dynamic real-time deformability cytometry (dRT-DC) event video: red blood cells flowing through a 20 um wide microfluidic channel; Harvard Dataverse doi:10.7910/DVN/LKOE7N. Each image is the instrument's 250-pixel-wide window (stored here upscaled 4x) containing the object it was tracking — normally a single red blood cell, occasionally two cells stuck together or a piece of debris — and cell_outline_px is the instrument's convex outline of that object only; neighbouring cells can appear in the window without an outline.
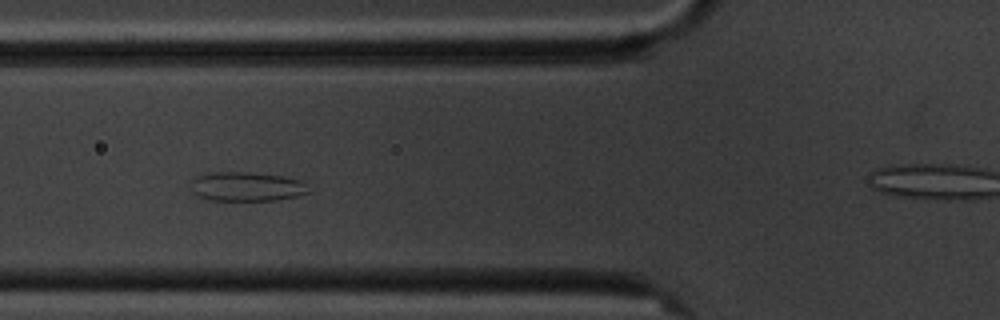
{"species": "common noctule bat (a hibernating species)", "species_latin": "Nyctalus noctula", "temperature_condition": "cold", "stored_images_in_passage": 10, "segment_of_instrument_passage": [1, 2], "camera_frame_rate_fps": 3000, "um_per_image_px": 0.085, "animal": {"sex": "male", "body_mass_g": 20.1, "forearm_length_mm": 53.5}, "frame": {"image": 1, "passage_image": 5, "time_ms": 5.333, "image_size_px": [1000, 320], "cell_outline_px": [[308, 192], [296, 196], [276, 200], [208, 200], [192, 192], [192, 180], [196, 176], [212, 172], [252, 172], [280, 176], [304, 180]], "centroid_in_image_um": [20.95, 15.85], "position_along_channel_um": 104.8, "area_um2": 19.94}}
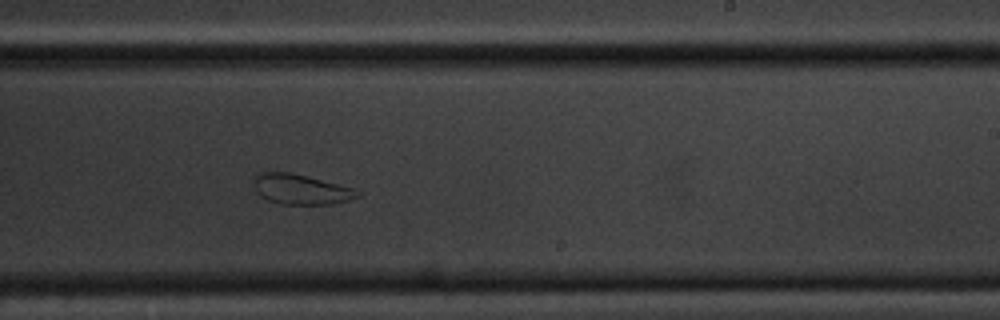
{"frame": {"image": 2, "passage_image": 9, "time_ms": 10.0, "image_size_px": [1000, 320], "cell_outline_px": [[360, 196], [348, 200], [332, 204], [280, 204], [268, 200], [260, 196], [256, 192], [256, 176], [260, 172], [288, 172], [352, 188], [360, 192]], "centroid_in_image_um": [25.57, 16.11], "position_along_channel_um": 263.4, "area_um2": 17.69}}